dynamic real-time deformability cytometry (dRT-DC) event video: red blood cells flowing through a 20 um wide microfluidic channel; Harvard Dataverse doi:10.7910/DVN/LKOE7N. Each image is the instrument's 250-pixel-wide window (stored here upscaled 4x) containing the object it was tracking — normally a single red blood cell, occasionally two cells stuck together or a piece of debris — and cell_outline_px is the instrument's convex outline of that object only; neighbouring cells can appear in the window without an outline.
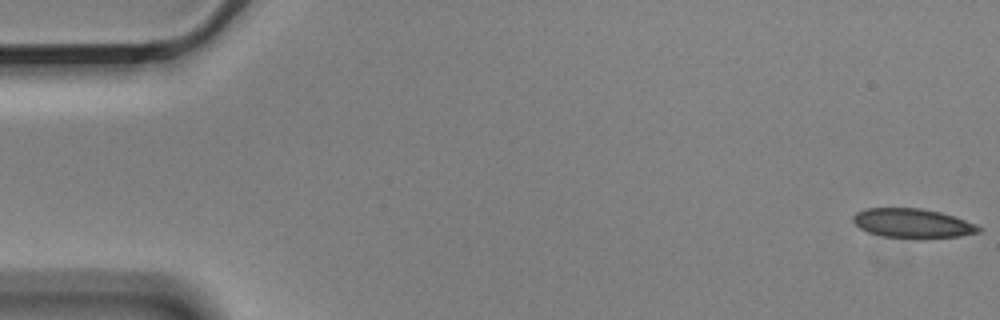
{"species": "Egyptian fruit bat (a non-hibernating species)", "species_latin": "Rousettus aegyptiacus", "temperature_condition": "cold", "stored_images_in_passage": 5, "camera_frame_rate_fps": 3000, "um_per_image_px": 0.085, "animal": {"sex": "male"}, "frame": {"image": 1, "passage_image": 1, "time_ms": 0.0, "image_size_px": [1000, 320], "cell_outline_px": [[984, 228], [980, 232], [960, 236], [920, 240], [916, 240], [880, 236], [868, 232], [860, 228], [852, 220], [852, 216], [856, 212], [868, 208], [920, 208], [940, 212], [976, 224]], "centroid_in_image_um": [77.58, 19.01], "position_along_channel_um": 7.4, "area_um2": 21.96}}
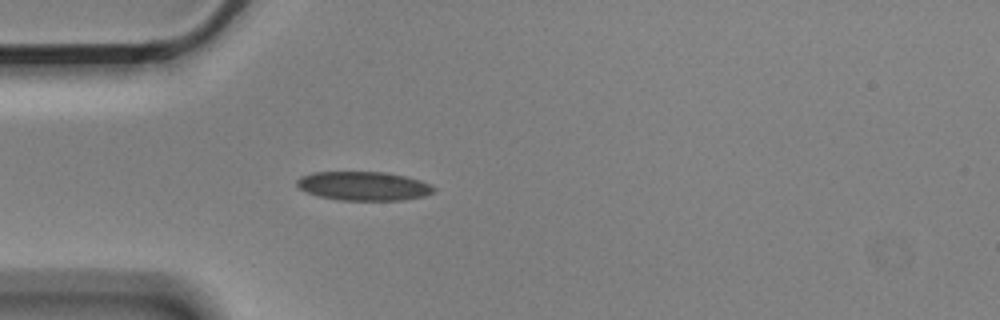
{"frame": {"image": 2, "passage_image": 5, "time_ms": 1.333, "image_size_px": [1000, 320], "cell_outline_px": [[436, 188], [432, 192], [424, 196], [404, 200], [340, 200], [320, 196], [308, 192], [300, 188], [296, 184], [296, 180], [300, 176], [312, 172], [384, 172], [404, 176], [420, 180]], "centroid_in_image_um": [30.89, 15.81], "position_along_channel_um": 54.1, "area_um2": 22.89}}